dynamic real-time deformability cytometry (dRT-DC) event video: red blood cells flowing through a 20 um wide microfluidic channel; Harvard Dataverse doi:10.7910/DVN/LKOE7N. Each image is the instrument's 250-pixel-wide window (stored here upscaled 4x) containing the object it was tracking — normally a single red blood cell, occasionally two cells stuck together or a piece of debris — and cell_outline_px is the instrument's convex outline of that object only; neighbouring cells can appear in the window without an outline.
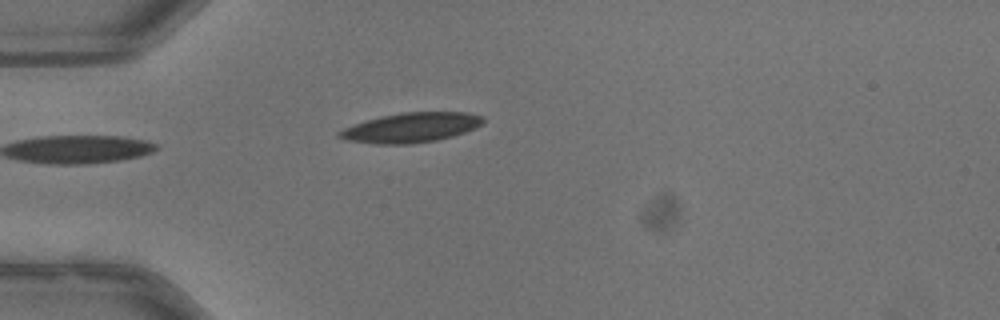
{"species": "common noctule bat (a hibernating species)", "species_latin": "Nyctalus noctula", "temperature_condition": "warm", "stored_images_in_passage": 38, "camera_frame_rate_fps": 3000, "um_per_image_px": 0.085, "animal": {"sex": "male", "body_mass_g": 13.3}, "frame": {"image": 1, "passage_image": 1, "time_ms": 0.0, "image_size_px": [1000, 320], "cell_outline_px": [[484, 124], [464, 132], [452, 136], [436, 140], [412, 144], [372, 144], [344, 140], [336, 136], [336, 132], [352, 124], [380, 116], [400, 112], [468, 112], [484, 116]], "centroid_in_image_um": [34.9, 10.84], "position_along_channel_um": 50.1, "area_um2": 25.26}, "authors_computed_cell_mechanics": {"area_um2": 24.3338, "velocity_mm_per_s": 3.9934, "shape_relaxation_time_tau1_ms": 5.2851, "shape_relaxation_time_tau2_ms": 2.1076, "deformation_change_tau1": 0.1592, "deformation_change_tau2": 0.0882}}